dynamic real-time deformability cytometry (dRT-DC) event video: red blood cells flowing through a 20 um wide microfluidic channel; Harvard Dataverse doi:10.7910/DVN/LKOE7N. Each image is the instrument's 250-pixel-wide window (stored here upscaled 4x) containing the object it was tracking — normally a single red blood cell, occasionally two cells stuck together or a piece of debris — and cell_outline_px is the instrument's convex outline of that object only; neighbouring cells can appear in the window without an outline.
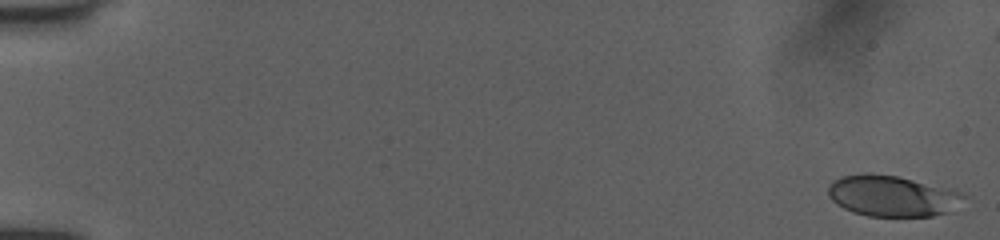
{"species": "human", "species_latin": "Homo sapiens", "temperature_condition": "room temperature", "stored_images_in_passage": 49, "camera_frame_rate_fps": 3000, "um_per_image_px": 0.085, "donor": {"sex": "female"}, "frame": {"image": 1, "passage_image": 1, "time_ms": 0.0, "image_size_px": [1000, 240], "cell_outline_px": [[968, 196], [948, 212], [932, 216], [868, 216], [852, 212], [836, 204], [828, 196], [828, 188], [832, 180], [840, 176], [864, 172], [872, 172], [896, 176], [960, 192]], "centroid_in_image_um": [75.75, 16.65], "position_along_channel_um": 9.3, "area_um2": 32.25}}
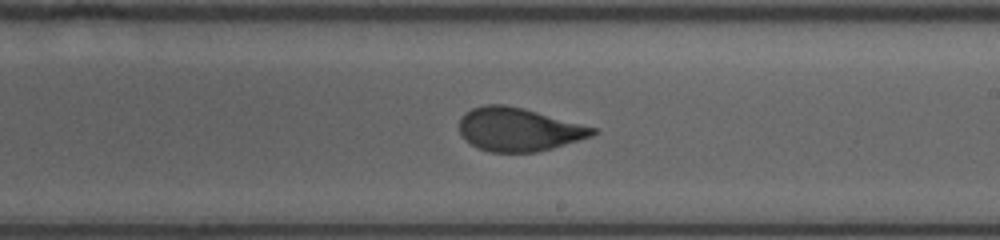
{"frame": {"image": 2, "passage_image": 32, "time_ms": 10.333, "image_size_px": [1000, 240], "cell_outline_px": [[600, 132], [592, 136], [552, 148], [536, 152], [488, 152], [476, 148], [460, 132], [460, 116], [464, 112], [472, 108], [484, 104], [504, 104], [524, 108], [596, 128]], "centroid_in_image_um": [44.08, 10.99], "position_along_channel_um": 244.9, "area_um2": 33.7}}
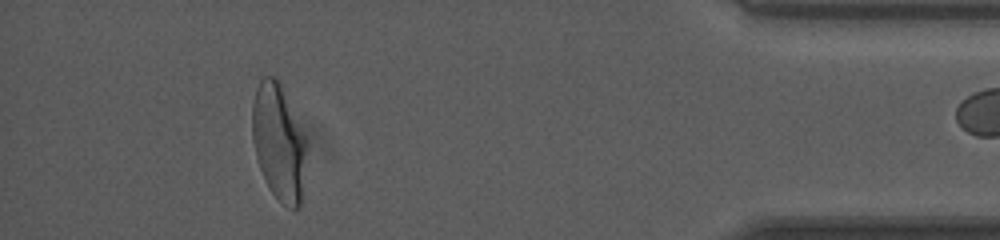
{"frame": {"image": 3, "passage_image": 48, "time_ms": 15.667, "image_size_px": [1000, 240], "cell_outline_px": [[308, 140], [300, 208], [288, 208], [272, 192], [260, 168], [256, 156], [252, 140], [252, 104], [256, 88], [260, 80], [264, 76], [272, 76], [280, 84]], "centroid_in_image_um": [23.7, 12.08], "position_along_channel_um": 411.5, "area_um2": 36.65}}